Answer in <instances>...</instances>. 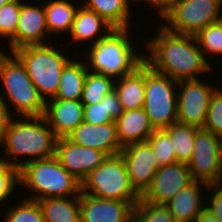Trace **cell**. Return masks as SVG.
Segmentation results:
<instances>
[{
  "label": "cell",
  "instance_id": "obj_43",
  "mask_svg": "<svg viewBox=\"0 0 222 222\" xmlns=\"http://www.w3.org/2000/svg\"><path fill=\"white\" fill-rule=\"evenodd\" d=\"M10 0H0V8L4 6Z\"/></svg>",
  "mask_w": 222,
  "mask_h": 222
},
{
  "label": "cell",
  "instance_id": "obj_6",
  "mask_svg": "<svg viewBox=\"0 0 222 222\" xmlns=\"http://www.w3.org/2000/svg\"><path fill=\"white\" fill-rule=\"evenodd\" d=\"M13 53L25 66L27 74L43 100L55 98L62 70L71 58L69 59L62 51L49 43L24 46L14 50Z\"/></svg>",
  "mask_w": 222,
  "mask_h": 222
},
{
  "label": "cell",
  "instance_id": "obj_20",
  "mask_svg": "<svg viewBox=\"0 0 222 222\" xmlns=\"http://www.w3.org/2000/svg\"><path fill=\"white\" fill-rule=\"evenodd\" d=\"M115 122L118 139L123 148L132 143L147 141L156 130L144 108L124 111Z\"/></svg>",
  "mask_w": 222,
  "mask_h": 222
},
{
  "label": "cell",
  "instance_id": "obj_7",
  "mask_svg": "<svg viewBox=\"0 0 222 222\" xmlns=\"http://www.w3.org/2000/svg\"><path fill=\"white\" fill-rule=\"evenodd\" d=\"M81 193L96 198L131 202L136 205L141 196L132 187L124 158L121 154L108 156L81 182Z\"/></svg>",
  "mask_w": 222,
  "mask_h": 222
},
{
  "label": "cell",
  "instance_id": "obj_5",
  "mask_svg": "<svg viewBox=\"0 0 222 222\" xmlns=\"http://www.w3.org/2000/svg\"><path fill=\"white\" fill-rule=\"evenodd\" d=\"M0 81L5 89V98L0 94L9 116V101L16 113L24 116H43L45 101L39 95L38 89L27 74L21 60L13 53L3 54L0 58Z\"/></svg>",
  "mask_w": 222,
  "mask_h": 222
},
{
  "label": "cell",
  "instance_id": "obj_39",
  "mask_svg": "<svg viewBox=\"0 0 222 222\" xmlns=\"http://www.w3.org/2000/svg\"><path fill=\"white\" fill-rule=\"evenodd\" d=\"M194 222H220L206 207L202 209Z\"/></svg>",
  "mask_w": 222,
  "mask_h": 222
},
{
  "label": "cell",
  "instance_id": "obj_12",
  "mask_svg": "<svg viewBox=\"0 0 222 222\" xmlns=\"http://www.w3.org/2000/svg\"><path fill=\"white\" fill-rule=\"evenodd\" d=\"M120 154L124 158L132 187L142 196L151 186L159 169L152 147L147 141L125 146Z\"/></svg>",
  "mask_w": 222,
  "mask_h": 222
},
{
  "label": "cell",
  "instance_id": "obj_23",
  "mask_svg": "<svg viewBox=\"0 0 222 222\" xmlns=\"http://www.w3.org/2000/svg\"><path fill=\"white\" fill-rule=\"evenodd\" d=\"M71 59L62 70L55 99L80 100L88 72L87 63Z\"/></svg>",
  "mask_w": 222,
  "mask_h": 222
},
{
  "label": "cell",
  "instance_id": "obj_31",
  "mask_svg": "<svg viewBox=\"0 0 222 222\" xmlns=\"http://www.w3.org/2000/svg\"><path fill=\"white\" fill-rule=\"evenodd\" d=\"M158 161L159 167L176 163V154L170 135L164 129H156L147 139Z\"/></svg>",
  "mask_w": 222,
  "mask_h": 222
},
{
  "label": "cell",
  "instance_id": "obj_1",
  "mask_svg": "<svg viewBox=\"0 0 222 222\" xmlns=\"http://www.w3.org/2000/svg\"><path fill=\"white\" fill-rule=\"evenodd\" d=\"M160 27L157 36L147 41L150 56L145 54V62L156 72L179 82L196 80L202 72L212 70L195 35L175 33L164 25Z\"/></svg>",
  "mask_w": 222,
  "mask_h": 222
},
{
  "label": "cell",
  "instance_id": "obj_8",
  "mask_svg": "<svg viewBox=\"0 0 222 222\" xmlns=\"http://www.w3.org/2000/svg\"><path fill=\"white\" fill-rule=\"evenodd\" d=\"M176 85L177 81L156 72L145 62L143 108L155 129H165L177 122L178 86Z\"/></svg>",
  "mask_w": 222,
  "mask_h": 222
},
{
  "label": "cell",
  "instance_id": "obj_28",
  "mask_svg": "<svg viewBox=\"0 0 222 222\" xmlns=\"http://www.w3.org/2000/svg\"><path fill=\"white\" fill-rule=\"evenodd\" d=\"M199 127L173 123L164 130L170 135L173 149L176 154V162L188 164L194 149L195 135Z\"/></svg>",
  "mask_w": 222,
  "mask_h": 222
},
{
  "label": "cell",
  "instance_id": "obj_22",
  "mask_svg": "<svg viewBox=\"0 0 222 222\" xmlns=\"http://www.w3.org/2000/svg\"><path fill=\"white\" fill-rule=\"evenodd\" d=\"M116 80L114 89L122 104L123 110L129 111L143 108L145 101V62L133 73L122 76Z\"/></svg>",
  "mask_w": 222,
  "mask_h": 222
},
{
  "label": "cell",
  "instance_id": "obj_9",
  "mask_svg": "<svg viewBox=\"0 0 222 222\" xmlns=\"http://www.w3.org/2000/svg\"><path fill=\"white\" fill-rule=\"evenodd\" d=\"M221 7L222 0H176L160 16L166 20L163 25L169 31L196 35L209 24L222 20Z\"/></svg>",
  "mask_w": 222,
  "mask_h": 222
},
{
  "label": "cell",
  "instance_id": "obj_32",
  "mask_svg": "<svg viewBox=\"0 0 222 222\" xmlns=\"http://www.w3.org/2000/svg\"><path fill=\"white\" fill-rule=\"evenodd\" d=\"M24 199L16 207H8L4 222H45L38 201Z\"/></svg>",
  "mask_w": 222,
  "mask_h": 222
},
{
  "label": "cell",
  "instance_id": "obj_25",
  "mask_svg": "<svg viewBox=\"0 0 222 222\" xmlns=\"http://www.w3.org/2000/svg\"><path fill=\"white\" fill-rule=\"evenodd\" d=\"M82 6L95 11L114 28H129L131 12L127 0H87Z\"/></svg>",
  "mask_w": 222,
  "mask_h": 222
},
{
  "label": "cell",
  "instance_id": "obj_16",
  "mask_svg": "<svg viewBox=\"0 0 222 222\" xmlns=\"http://www.w3.org/2000/svg\"><path fill=\"white\" fill-rule=\"evenodd\" d=\"M66 138L76 145L100 150L107 156L120 154L123 149L115 121L103 125L83 121Z\"/></svg>",
  "mask_w": 222,
  "mask_h": 222
},
{
  "label": "cell",
  "instance_id": "obj_17",
  "mask_svg": "<svg viewBox=\"0 0 222 222\" xmlns=\"http://www.w3.org/2000/svg\"><path fill=\"white\" fill-rule=\"evenodd\" d=\"M83 113L84 104L80 100L52 98L45 101L43 117L57 138H66L84 121Z\"/></svg>",
  "mask_w": 222,
  "mask_h": 222
},
{
  "label": "cell",
  "instance_id": "obj_2",
  "mask_svg": "<svg viewBox=\"0 0 222 222\" xmlns=\"http://www.w3.org/2000/svg\"><path fill=\"white\" fill-rule=\"evenodd\" d=\"M13 120L10 116L0 141V145L4 146L5 156L7 155L3 160L9 166L20 169L29 162L55 156L58 138L43 116H24ZM20 156L29 157L28 160L19 162Z\"/></svg>",
  "mask_w": 222,
  "mask_h": 222
},
{
  "label": "cell",
  "instance_id": "obj_35",
  "mask_svg": "<svg viewBox=\"0 0 222 222\" xmlns=\"http://www.w3.org/2000/svg\"><path fill=\"white\" fill-rule=\"evenodd\" d=\"M203 129L214 135H222V89L218 88L212 95L207 110V116Z\"/></svg>",
  "mask_w": 222,
  "mask_h": 222
},
{
  "label": "cell",
  "instance_id": "obj_44",
  "mask_svg": "<svg viewBox=\"0 0 222 222\" xmlns=\"http://www.w3.org/2000/svg\"><path fill=\"white\" fill-rule=\"evenodd\" d=\"M4 50H2V48L0 49V58H1V56L5 53V52H3Z\"/></svg>",
  "mask_w": 222,
  "mask_h": 222
},
{
  "label": "cell",
  "instance_id": "obj_29",
  "mask_svg": "<svg viewBox=\"0 0 222 222\" xmlns=\"http://www.w3.org/2000/svg\"><path fill=\"white\" fill-rule=\"evenodd\" d=\"M114 80L115 79L106 75L88 71L80 101L84 105L101 102L104 97L114 89Z\"/></svg>",
  "mask_w": 222,
  "mask_h": 222
},
{
  "label": "cell",
  "instance_id": "obj_27",
  "mask_svg": "<svg viewBox=\"0 0 222 222\" xmlns=\"http://www.w3.org/2000/svg\"><path fill=\"white\" fill-rule=\"evenodd\" d=\"M124 112L115 89L111 90L99 103L84 105V121L103 125L115 121Z\"/></svg>",
  "mask_w": 222,
  "mask_h": 222
},
{
  "label": "cell",
  "instance_id": "obj_34",
  "mask_svg": "<svg viewBox=\"0 0 222 222\" xmlns=\"http://www.w3.org/2000/svg\"><path fill=\"white\" fill-rule=\"evenodd\" d=\"M203 56L222 54V20L209 24L195 35Z\"/></svg>",
  "mask_w": 222,
  "mask_h": 222
},
{
  "label": "cell",
  "instance_id": "obj_30",
  "mask_svg": "<svg viewBox=\"0 0 222 222\" xmlns=\"http://www.w3.org/2000/svg\"><path fill=\"white\" fill-rule=\"evenodd\" d=\"M22 0H10L0 8V37L9 41L10 51H14V34L17 30Z\"/></svg>",
  "mask_w": 222,
  "mask_h": 222
},
{
  "label": "cell",
  "instance_id": "obj_10",
  "mask_svg": "<svg viewBox=\"0 0 222 222\" xmlns=\"http://www.w3.org/2000/svg\"><path fill=\"white\" fill-rule=\"evenodd\" d=\"M187 165L193 180L207 184L222 183L219 136L199 128L195 135L193 154Z\"/></svg>",
  "mask_w": 222,
  "mask_h": 222
},
{
  "label": "cell",
  "instance_id": "obj_36",
  "mask_svg": "<svg viewBox=\"0 0 222 222\" xmlns=\"http://www.w3.org/2000/svg\"><path fill=\"white\" fill-rule=\"evenodd\" d=\"M19 183V169L9 166L0 156V203H3Z\"/></svg>",
  "mask_w": 222,
  "mask_h": 222
},
{
  "label": "cell",
  "instance_id": "obj_26",
  "mask_svg": "<svg viewBox=\"0 0 222 222\" xmlns=\"http://www.w3.org/2000/svg\"><path fill=\"white\" fill-rule=\"evenodd\" d=\"M68 1L53 0L44 3L48 35L70 32L78 6Z\"/></svg>",
  "mask_w": 222,
  "mask_h": 222
},
{
  "label": "cell",
  "instance_id": "obj_41",
  "mask_svg": "<svg viewBox=\"0 0 222 222\" xmlns=\"http://www.w3.org/2000/svg\"><path fill=\"white\" fill-rule=\"evenodd\" d=\"M128 3L130 4V1H133V2H140V1H146V3H148L149 5H153L154 6V0H127Z\"/></svg>",
  "mask_w": 222,
  "mask_h": 222
},
{
  "label": "cell",
  "instance_id": "obj_4",
  "mask_svg": "<svg viewBox=\"0 0 222 222\" xmlns=\"http://www.w3.org/2000/svg\"><path fill=\"white\" fill-rule=\"evenodd\" d=\"M19 183L36 193L33 197L26 198L34 201L81 194V182L71 175L55 156L22 166L19 169Z\"/></svg>",
  "mask_w": 222,
  "mask_h": 222
},
{
  "label": "cell",
  "instance_id": "obj_15",
  "mask_svg": "<svg viewBox=\"0 0 222 222\" xmlns=\"http://www.w3.org/2000/svg\"><path fill=\"white\" fill-rule=\"evenodd\" d=\"M81 222H133L134 204L96 198L86 193L79 196Z\"/></svg>",
  "mask_w": 222,
  "mask_h": 222
},
{
  "label": "cell",
  "instance_id": "obj_19",
  "mask_svg": "<svg viewBox=\"0 0 222 222\" xmlns=\"http://www.w3.org/2000/svg\"><path fill=\"white\" fill-rule=\"evenodd\" d=\"M208 187L207 183L194 180L187 187L181 189L165 206L178 222H194L205 207L202 200V189ZM203 202V203H202ZM204 204V205H203Z\"/></svg>",
  "mask_w": 222,
  "mask_h": 222
},
{
  "label": "cell",
  "instance_id": "obj_42",
  "mask_svg": "<svg viewBox=\"0 0 222 222\" xmlns=\"http://www.w3.org/2000/svg\"><path fill=\"white\" fill-rule=\"evenodd\" d=\"M219 147H220V153H221V158H222V135L219 136Z\"/></svg>",
  "mask_w": 222,
  "mask_h": 222
},
{
  "label": "cell",
  "instance_id": "obj_33",
  "mask_svg": "<svg viewBox=\"0 0 222 222\" xmlns=\"http://www.w3.org/2000/svg\"><path fill=\"white\" fill-rule=\"evenodd\" d=\"M133 222H178L165 205L146 202L142 198L134 206Z\"/></svg>",
  "mask_w": 222,
  "mask_h": 222
},
{
  "label": "cell",
  "instance_id": "obj_11",
  "mask_svg": "<svg viewBox=\"0 0 222 222\" xmlns=\"http://www.w3.org/2000/svg\"><path fill=\"white\" fill-rule=\"evenodd\" d=\"M178 87L177 122L202 128L210 99L218 88L199 79L179 81Z\"/></svg>",
  "mask_w": 222,
  "mask_h": 222
},
{
  "label": "cell",
  "instance_id": "obj_37",
  "mask_svg": "<svg viewBox=\"0 0 222 222\" xmlns=\"http://www.w3.org/2000/svg\"><path fill=\"white\" fill-rule=\"evenodd\" d=\"M209 190H213L209 201L206 203L205 207L211 211V213L222 222V183L208 184ZM210 202V203H209Z\"/></svg>",
  "mask_w": 222,
  "mask_h": 222
},
{
  "label": "cell",
  "instance_id": "obj_24",
  "mask_svg": "<svg viewBox=\"0 0 222 222\" xmlns=\"http://www.w3.org/2000/svg\"><path fill=\"white\" fill-rule=\"evenodd\" d=\"M45 222H81L79 196L38 200Z\"/></svg>",
  "mask_w": 222,
  "mask_h": 222
},
{
  "label": "cell",
  "instance_id": "obj_18",
  "mask_svg": "<svg viewBox=\"0 0 222 222\" xmlns=\"http://www.w3.org/2000/svg\"><path fill=\"white\" fill-rule=\"evenodd\" d=\"M48 35L44 3L41 7L21 4L17 30L14 34V50L24 46L43 45Z\"/></svg>",
  "mask_w": 222,
  "mask_h": 222
},
{
  "label": "cell",
  "instance_id": "obj_21",
  "mask_svg": "<svg viewBox=\"0 0 222 222\" xmlns=\"http://www.w3.org/2000/svg\"><path fill=\"white\" fill-rule=\"evenodd\" d=\"M113 29L114 27L95 11L79 6L70 30L71 42L75 41L76 43L92 39L95 43L107 36Z\"/></svg>",
  "mask_w": 222,
  "mask_h": 222
},
{
  "label": "cell",
  "instance_id": "obj_38",
  "mask_svg": "<svg viewBox=\"0 0 222 222\" xmlns=\"http://www.w3.org/2000/svg\"><path fill=\"white\" fill-rule=\"evenodd\" d=\"M9 118L10 116L7 112L6 106L4 105L2 99L0 98V141L3 138L5 127Z\"/></svg>",
  "mask_w": 222,
  "mask_h": 222
},
{
  "label": "cell",
  "instance_id": "obj_14",
  "mask_svg": "<svg viewBox=\"0 0 222 222\" xmlns=\"http://www.w3.org/2000/svg\"><path fill=\"white\" fill-rule=\"evenodd\" d=\"M55 157L71 175L82 182L108 156L100 150L76 145L67 138H58Z\"/></svg>",
  "mask_w": 222,
  "mask_h": 222
},
{
  "label": "cell",
  "instance_id": "obj_13",
  "mask_svg": "<svg viewBox=\"0 0 222 222\" xmlns=\"http://www.w3.org/2000/svg\"><path fill=\"white\" fill-rule=\"evenodd\" d=\"M193 181L188 165L185 163L176 162L161 166L155 173L151 186L141 198L151 204L165 205Z\"/></svg>",
  "mask_w": 222,
  "mask_h": 222
},
{
  "label": "cell",
  "instance_id": "obj_40",
  "mask_svg": "<svg viewBox=\"0 0 222 222\" xmlns=\"http://www.w3.org/2000/svg\"><path fill=\"white\" fill-rule=\"evenodd\" d=\"M176 0H154V6L159 12V15L163 13L173 2Z\"/></svg>",
  "mask_w": 222,
  "mask_h": 222
},
{
  "label": "cell",
  "instance_id": "obj_3",
  "mask_svg": "<svg viewBox=\"0 0 222 222\" xmlns=\"http://www.w3.org/2000/svg\"><path fill=\"white\" fill-rule=\"evenodd\" d=\"M129 28H114L103 39L93 43L86 54L88 71L119 79L133 73L145 62L144 53L135 52L129 40Z\"/></svg>",
  "mask_w": 222,
  "mask_h": 222
}]
</instances>
